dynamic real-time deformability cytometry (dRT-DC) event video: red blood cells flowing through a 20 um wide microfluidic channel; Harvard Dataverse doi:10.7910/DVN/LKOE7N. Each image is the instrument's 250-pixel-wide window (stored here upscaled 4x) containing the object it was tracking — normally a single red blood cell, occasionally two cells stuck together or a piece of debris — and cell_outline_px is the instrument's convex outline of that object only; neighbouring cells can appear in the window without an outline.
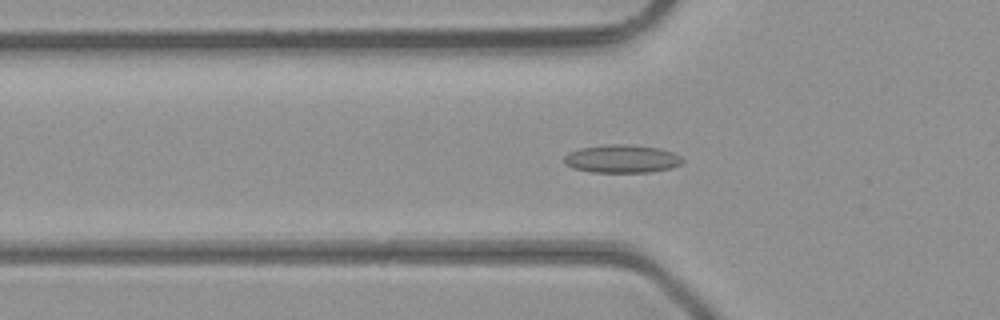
{"species": "common noctule bat (a hibernating species)", "species_latin": "Nyctalus noctula", "temperature_condition": "room temperature", "stored_images_in_passage": 48, "segment_of_instrument_passage": [1, 2], "camera_frame_rate_fps": 3000, "um_per_image_px": 0.085, "animal": {"sex": "male", "body_mass_g": 23.1, "forearm_length_mm": 52.7}, "frame": {"image": 1, "passage_image": 16, "time_ms": 5.0, "image_size_px": [1000, 320], "cell_outline_px": [[684, 160], [680, 164], [672, 168], [648, 172], [592, 172], [572, 168], [564, 164], [564, 156], [568, 152], [580, 148], [604, 144], [632, 144], [660, 148], [672, 152], [680, 156]], "centroid_in_image_um": [52.84, 13.49], "position_along_channel_um": 73.0, "area_um2": 19.59}}
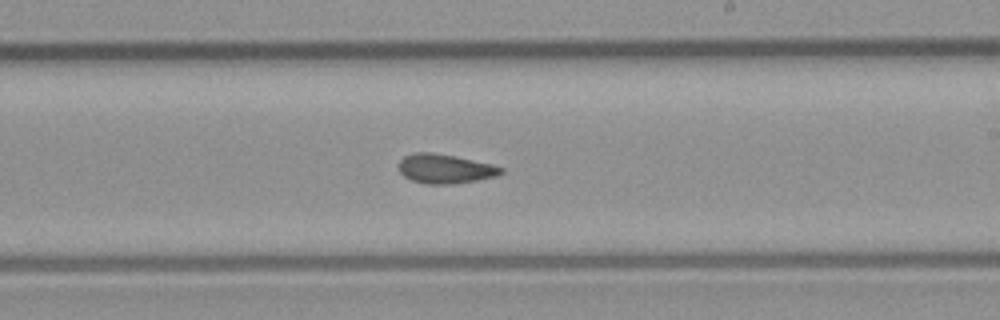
{"frame": {"image": 2, "passage_image": 28, "time_ms": 9.0, "image_size_px": [1000, 320], "cell_outline_px": [[504, 172], [496, 176], [476, 180], [448, 184], [428, 184], [412, 180], [404, 176], [400, 172], [400, 160], [404, 156], [412, 152], [432, 152], [456, 156], [492, 164], [504, 168]], "centroid_in_image_um": [37.84, 14.33], "position_along_channel_um": 251.2, "area_um2": 17.4}}
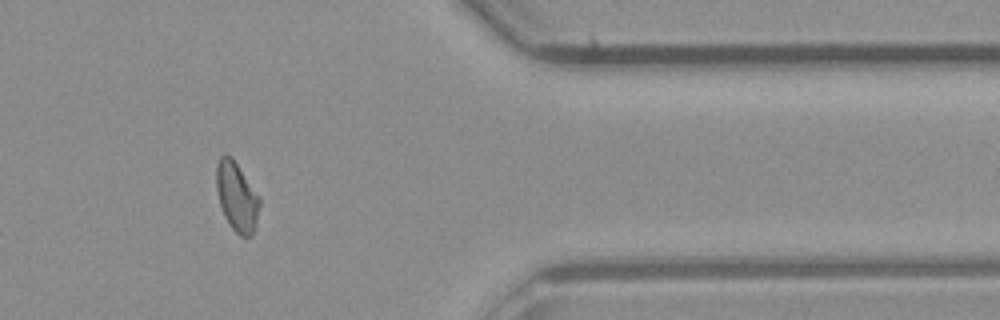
{"frame": {"image": 3, "passage_image": 39, "time_ms": 12.667, "image_size_px": [1000, 320], "cell_outline_px": [[260, 204], [256, 224], [252, 236], [240, 236], [232, 228], [224, 216], [220, 204], [216, 188], [216, 164], [220, 156], [224, 152], [232, 156], [260, 196]], "centroid_in_image_um": [20.12, 16.67], "position_along_channel_um": 391.3, "area_um2": 17.69}}